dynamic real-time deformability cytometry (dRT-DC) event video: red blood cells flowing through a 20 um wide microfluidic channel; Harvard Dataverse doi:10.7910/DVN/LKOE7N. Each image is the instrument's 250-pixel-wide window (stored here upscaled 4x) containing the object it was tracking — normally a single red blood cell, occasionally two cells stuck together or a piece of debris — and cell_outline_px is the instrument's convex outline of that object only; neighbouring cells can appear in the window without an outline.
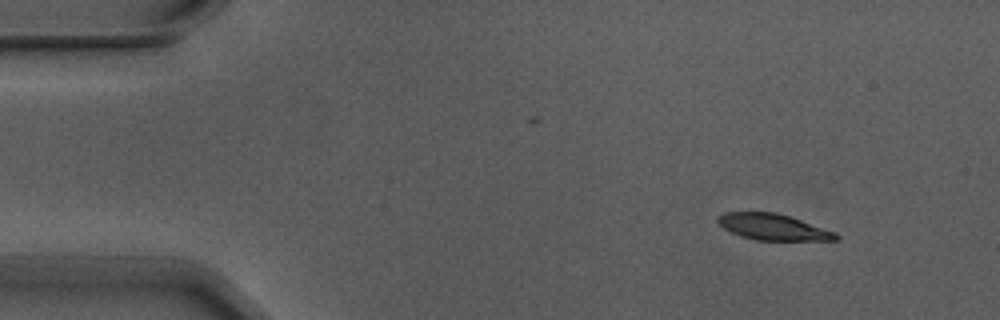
{"species": "Egyptian fruit bat (a non-hibernating species)", "species_latin": "Rousettus aegyptiacus", "temperature_condition": "warm", "stored_images_in_passage": 4, "camera_frame_rate_fps": 3000, "um_per_image_px": 0.085, "animal": {"sex": "male"}, "frame": {"image": 1, "passage_image": 1, "time_ms": 0.0, "image_size_px": [1000, 320], "cell_outline_px": [[840, 240], [756, 240], [740, 236], [724, 228], [716, 220], [716, 216], [724, 212], [776, 212], [836, 232], [840, 236]], "centroid_in_image_um": [65.7, 19.29], "position_along_channel_um": 19.3, "area_um2": 17.92}}
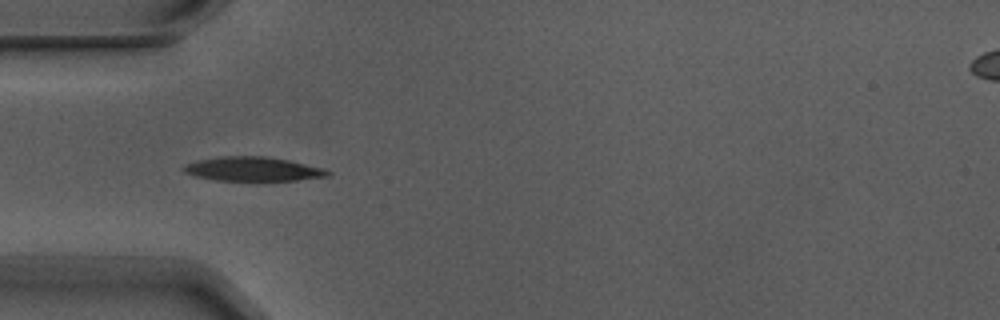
{"frame": {"image": 2, "passage_image": 4, "time_ms": 1.0, "image_size_px": [1000, 320], "cell_outline_px": [[332, 176], [264, 184], [212, 180], [196, 176], [184, 172], [180, 168], [184, 164], [200, 160], [220, 156], [268, 156], [292, 160], [324, 168], [332, 172]], "centroid_in_image_um": [21.57, 14.42], "position_along_channel_um": 63.4, "area_um2": 21.79}}